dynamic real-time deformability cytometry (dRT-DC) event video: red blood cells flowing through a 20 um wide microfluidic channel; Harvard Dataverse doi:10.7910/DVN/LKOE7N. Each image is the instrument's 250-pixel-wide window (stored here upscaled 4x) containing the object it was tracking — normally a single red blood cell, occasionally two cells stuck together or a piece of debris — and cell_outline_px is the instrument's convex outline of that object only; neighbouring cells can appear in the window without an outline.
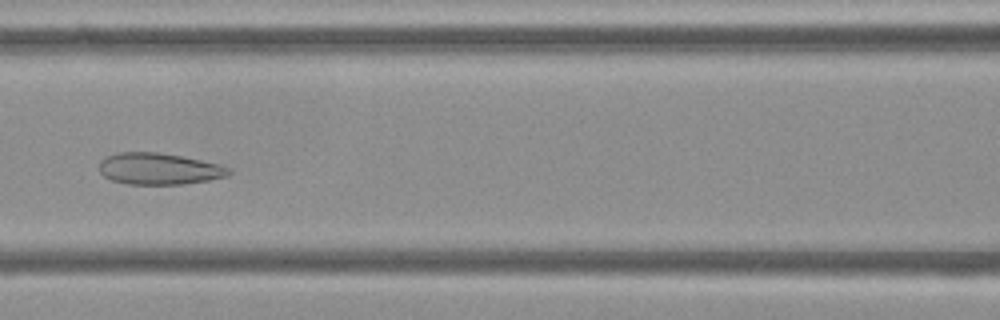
{"species": "Egyptian fruit bat (a non-hibernating species)", "species_latin": "Rousettus aegyptiacus", "temperature_condition": "cold", "stored_images_in_passage": 54, "camera_frame_rate_fps": 3000, "um_per_image_px": 0.085, "frame": {"image": 1, "passage_image": 24, "time_ms": 7.667, "image_size_px": [1000, 320], "cell_outline_px": [[232, 172], [228, 176], [208, 180], [184, 184], [128, 184], [112, 180], [104, 176], [100, 172], [100, 160], [104, 156], [116, 152], [160, 152], [220, 164], [228, 168]], "centroid_in_image_um": [13.49, 14.34], "position_along_channel_um": 153.1, "area_um2": 23.87}}
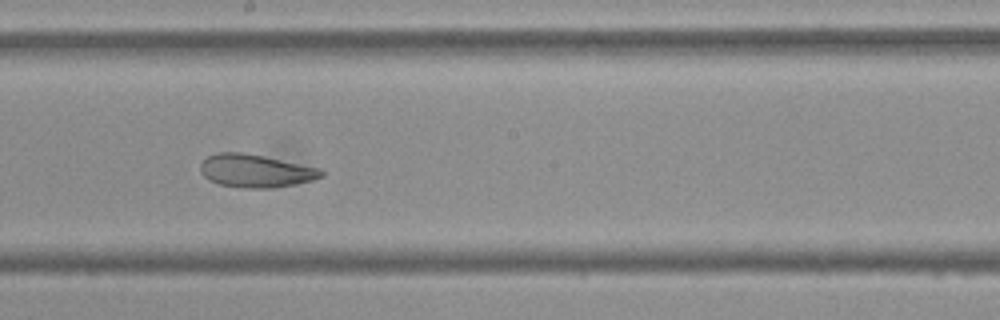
{"frame": {"image": 2, "passage_image": 30, "time_ms": 9.667, "image_size_px": [1000, 320], "cell_outline_px": [[324, 176], [312, 180], [272, 188], [244, 188], [220, 184], [208, 180], [200, 172], [200, 164], [208, 156], [216, 152], [240, 152], [264, 156], [320, 168], [324, 172]], "centroid_in_image_um": [21.71, 14.52], "position_along_channel_um": 226.5, "area_um2": 23.18}}
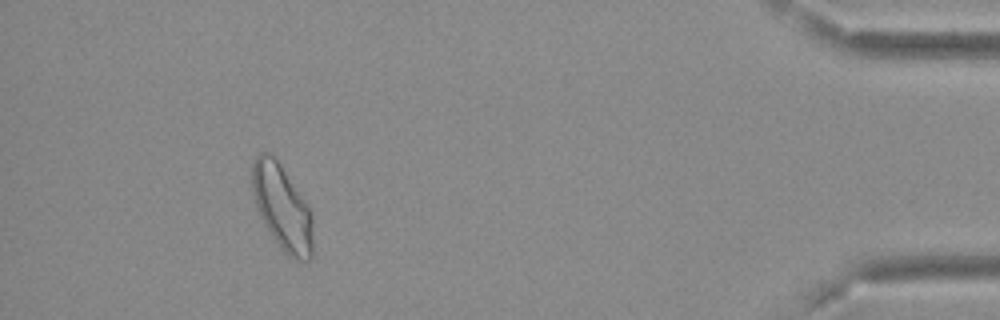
{"frame": {"image": 3, "passage_image": 50, "time_ms": 16.333, "image_size_px": [1000, 320], "cell_outline_px": [[312, 256], [308, 260], [296, 260], [288, 256], [284, 252], [264, 224], [260, 216], [252, 196], [252, 164], [256, 156], [260, 152], [268, 152], [280, 164], [312, 212]], "centroid_in_image_um": [23.97, 17.64], "position_along_channel_um": 411.2, "area_um2": 29.88}, "authors_computed_cell_mechanics": {"area_um2": 28.5243, "velocity_mm_per_s": 3.6797, "shape_relaxation_time_tau1_ms": null, "shape_relaxation_time_tau2_ms": 1.8597, "deformation_change_tau1": null, "deformation_change_tau2": 0.0851}}